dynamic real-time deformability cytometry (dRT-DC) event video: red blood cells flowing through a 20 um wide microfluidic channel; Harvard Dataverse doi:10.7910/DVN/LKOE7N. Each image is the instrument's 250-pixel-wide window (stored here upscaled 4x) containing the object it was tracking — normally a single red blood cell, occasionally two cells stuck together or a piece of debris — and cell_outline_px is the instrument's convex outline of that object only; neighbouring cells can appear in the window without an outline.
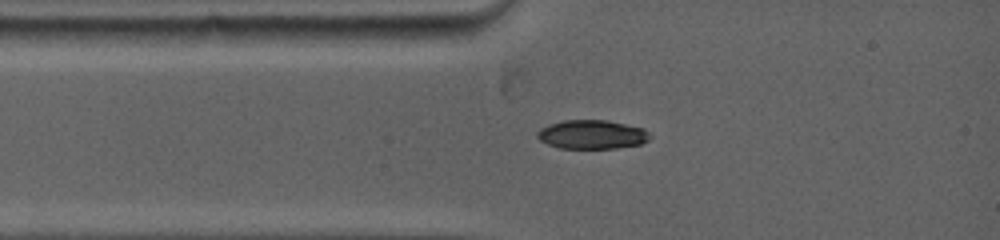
{"species": "common noctule bat (a hibernating species)", "species_latin": "Nyctalus noctula", "temperature_condition": "warm", "stored_images_in_passage": 86, "camera_frame_rate_fps": 5000, "um_per_image_px": 0.085, "animal": {"sex": "female", "body_mass_g": 19.0, "forearm_length_mm": 53.3}, "frame": {"image": 1, "passage_image": 1, "time_ms": 0.0, "image_size_px": [1000, 240], "cell_outline_px": [[652, 136], [648, 140], [640, 144], [616, 148], [560, 148], [548, 144], [540, 140], [536, 136], [536, 132], [540, 128], [548, 124], [564, 120], [608, 120], [644, 128]], "centroid_in_image_um": [50.31, 11.42], "position_along_channel_um": 34.7, "area_um2": 19.07}}
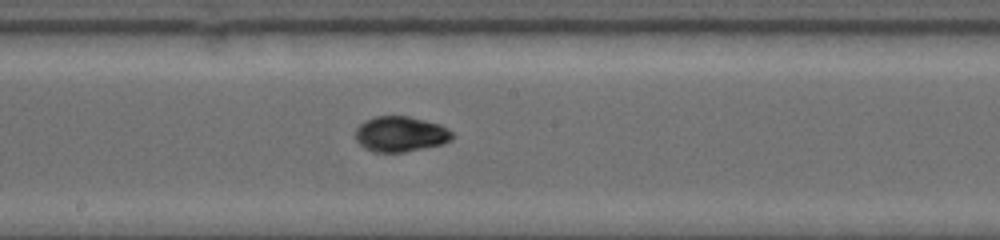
{"frame": {"image": 2, "passage_image": 33, "time_ms": 4.6, "image_size_px": [1000, 240], "cell_outline_px": [[452, 140], [444, 144], [404, 152], [372, 152], [364, 148], [356, 140], [356, 128], [364, 120], [376, 116], [408, 116], [440, 124], [448, 128], [452, 132]], "centroid_in_image_um": [34.04, 11.4], "position_along_channel_um": 214.2, "area_um2": 20.11}}
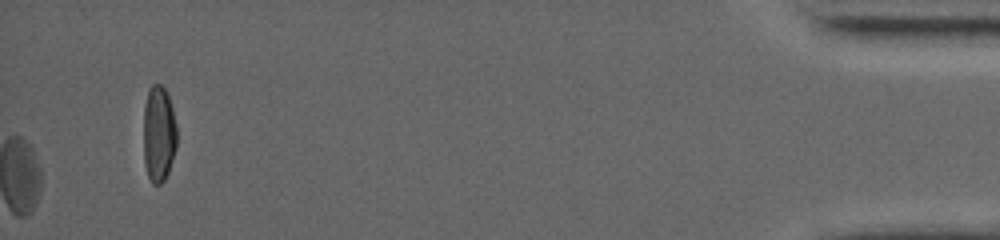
{"frame": {"image": 3, "passage_image": 86, "time_ms": 12.8, "image_size_px": [1000, 240], "cell_outline_px": [[176, 148], [168, 172], [164, 180], [160, 184], [152, 184], [148, 176], [144, 164], [144, 104], [148, 88], [152, 84], [160, 84], [164, 88], [168, 96], [172, 108], [176, 124]], "centroid_in_image_um": [13.48, 11.37], "position_along_channel_um": 421.7, "area_um2": 18.79}, "authors_computed_cell_mechanics": {"area_um2": 19.3052, "velocity_mm_per_s": 3.9499, "shape_relaxation_time_tau1_ms": 4.8529, "shape_relaxation_time_tau2_ms": null, "deformation_change_tau1": 0.1972, "deformation_change_tau2": null}}